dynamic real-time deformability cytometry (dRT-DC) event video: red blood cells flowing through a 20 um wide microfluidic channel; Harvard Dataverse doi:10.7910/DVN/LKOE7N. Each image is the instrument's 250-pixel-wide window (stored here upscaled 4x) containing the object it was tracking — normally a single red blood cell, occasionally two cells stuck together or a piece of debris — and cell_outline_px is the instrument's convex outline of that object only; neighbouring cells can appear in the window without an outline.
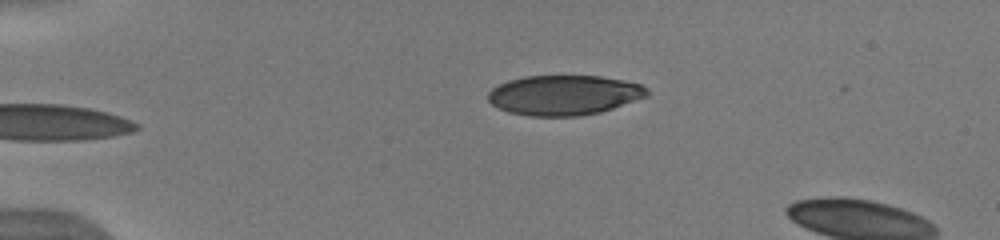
{"species": "human", "species_latin": "Homo sapiens", "temperature_condition": "warm", "stored_images_in_passage": 4, "camera_frame_rate_fps": 3000, "um_per_image_px": 0.085, "donor": {"sex": "male"}, "frame": {"image": 1, "passage_image": 4, "time_ms": 1.0, "image_size_px": [1000, 240], "cell_outline_px": [[648, 96], [600, 112], [580, 116], [528, 116], [508, 112], [492, 104], [488, 100], [488, 92], [492, 88], [508, 80], [524, 76], [600, 76], [624, 80], [640, 84], [648, 88]], "centroid_in_image_um": [47.94, 8.08], "position_along_channel_um": 37.1, "area_um2": 36.99}}